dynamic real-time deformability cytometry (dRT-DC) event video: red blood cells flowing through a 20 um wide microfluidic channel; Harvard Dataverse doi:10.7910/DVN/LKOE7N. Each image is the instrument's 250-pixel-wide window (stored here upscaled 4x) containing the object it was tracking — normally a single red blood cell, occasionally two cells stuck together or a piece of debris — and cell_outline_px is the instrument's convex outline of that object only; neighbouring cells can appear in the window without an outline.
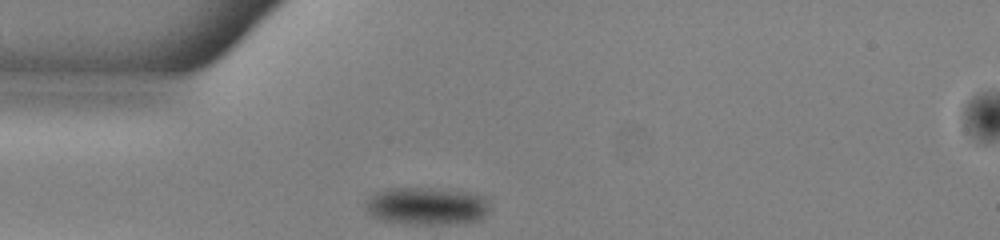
{"species": "common noctule bat (a hibernating species)", "species_latin": "Nyctalus noctula", "temperature_condition": "warm", "stored_images_in_passage": 30, "camera_frame_rate_fps": 3000, "um_per_image_px": 0.085, "animal": {"sex": "male", "body_mass_g": 13.0, "forearm_length_mm": 53.1}, "frame": {"image": 1, "passage_image": 1, "time_ms": 0.0, "image_size_px": [1000, 240], "cell_outline_px": [[488, 212], [480, 220], [448, 224], [404, 224], [380, 220], [372, 216], [368, 212], [368, 200], [376, 192], [388, 188], [436, 188], [468, 192], [484, 196], [488, 204]], "centroid_in_image_um": [36.29, 17.52], "position_along_channel_um": 48.7, "area_um2": 27.17}}
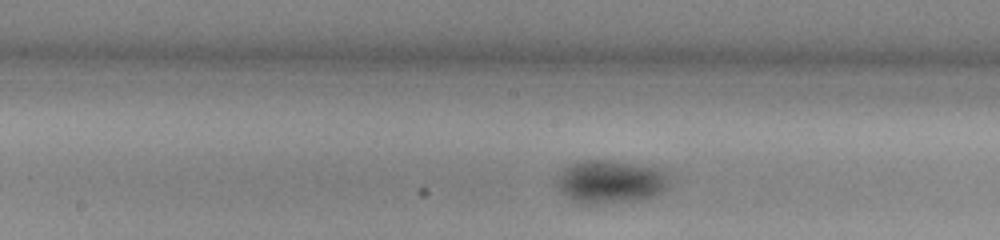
{"frame": {"image": 2, "passage_image": 13, "time_ms": 4.0, "image_size_px": [1000, 240], "cell_outline_px": [[668, 188], [656, 196], [640, 200], [592, 204], [588, 204], [572, 200], [560, 192], [556, 184], [556, 176], [560, 168], [580, 160], [608, 160], [656, 168], [664, 172], [668, 180]], "centroid_in_image_um": [51.82, 15.45], "position_along_channel_um": 196.4, "area_um2": 28.44}}
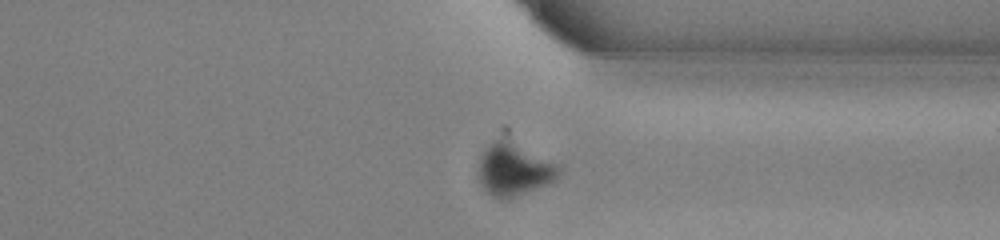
{"frame": {"image": 3, "passage_image": 26, "time_ms": 8.333, "image_size_px": [1000, 240], "cell_outline_px": [[560, 172], [552, 180], [524, 192], [504, 200], [500, 200], [492, 196], [480, 184], [480, 156], [496, 140], [508, 140], [560, 168]], "centroid_in_image_um": [43.6, 14.46], "position_along_channel_um": 367.8, "area_um2": 22.72}, "authors_computed_cell_mechanics": {"area_um2": 26.9926, "velocity_mm_per_s": 3.994, "shape_relaxation_time_tau1_ms": 4.619, "shape_relaxation_time_tau2_ms": null, "deformation_change_tau1": 0.1037, "deformation_change_tau2": null}}